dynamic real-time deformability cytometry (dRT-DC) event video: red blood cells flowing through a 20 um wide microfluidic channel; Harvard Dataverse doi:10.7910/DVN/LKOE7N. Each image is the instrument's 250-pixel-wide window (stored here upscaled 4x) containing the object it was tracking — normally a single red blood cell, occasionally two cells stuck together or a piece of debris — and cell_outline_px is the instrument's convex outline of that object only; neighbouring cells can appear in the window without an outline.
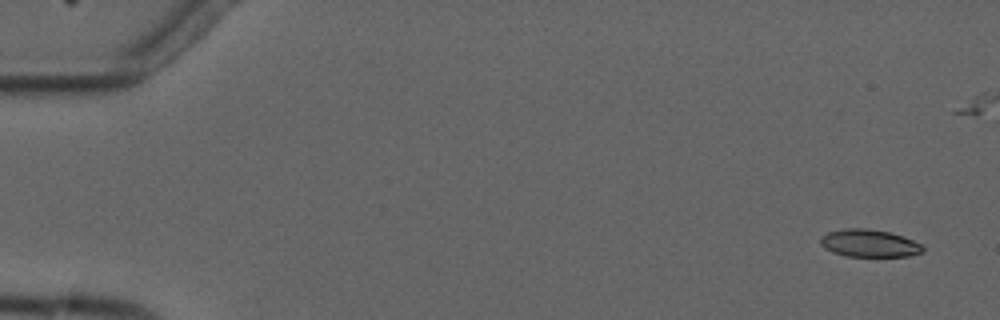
{"species": "common noctule bat (a hibernating species)", "species_latin": "Nyctalus noctula", "temperature_condition": "cold", "stored_images_in_passage": 6, "camera_frame_rate_fps": 3000, "um_per_image_px": 0.085, "animal": {"sex": "male", "forearm_length_mm": 52.5}, "frame": {"image": 1, "passage_image": 1, "time_ms": 0.0, "image_size_px": [1000, 320], "cell_outline_px": [[924, 252], [908, 256], [848, 256], [832, 252], [824, 248], [820, 244], [820, 236], [828, 232], [844, 228], [868, 228], [888, 232], [904, 236], [920, 244], [924, 248]], "centroid_in_image_um": [73.86, 20.67], "position_along_channel_um": 11.1, "area_um2": 16.47}}
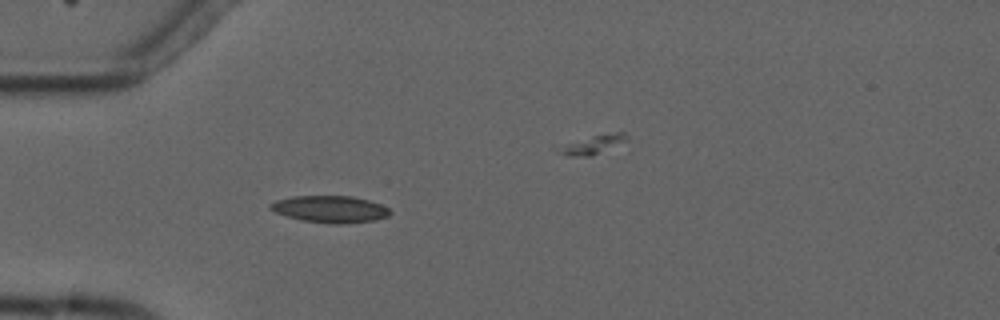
{"frame": {"image": 2, "passage_image": 5, "time_ms": 4.667, "image_size_px": [1000, 320], "cell_outline_px": [[392, 212], [388, 216], [376, 220], [344, 224], [332, 224], [304, 220], [288, 216], [276, 212], [268, 208], [268, 204], [276, 200], [292, 196], [352, 196], [368, 200], [380, 204], [388, 208]], "centroid_in_image_um": [28.07, 17.77], "position_along_channel_um": 56.9, "area_um2": 18.73}}